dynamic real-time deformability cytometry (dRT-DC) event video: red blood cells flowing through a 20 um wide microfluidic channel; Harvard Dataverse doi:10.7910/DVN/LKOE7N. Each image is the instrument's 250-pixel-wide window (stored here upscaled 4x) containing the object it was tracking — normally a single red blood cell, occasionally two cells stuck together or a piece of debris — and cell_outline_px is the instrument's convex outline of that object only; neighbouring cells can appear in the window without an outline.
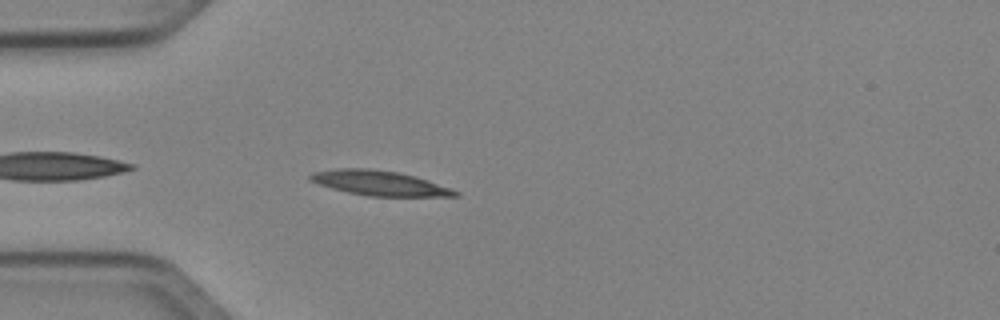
{"species": "Egyptian fruit bat (a non-hibernating species)", "species_latin": "Rousettus aegyptiacus", "temperature_condition": "cold", "stored_images_in_passage": 39, "camera_frame_rate_fps": 3000, "um_per_image_px": 0.085, "animal": {"sex": "female"}, "frame": {"image": 1, "passage_image": 3, "time_ms": 0.667, "image_size_px": [1000, 320], "cell_outline_px": [[460, 196], [368, 196], [348, 192], [332, 188], [308, 180], [308, 176], [312, 172], [340, 168], [364, 168], [396, 172], [416, 176], [452, 188], [460, 192]], "centroid_in_image_um": [32.27, 15.56], "position_along_channel_um": 52.7, "area_um2": 20.87}}
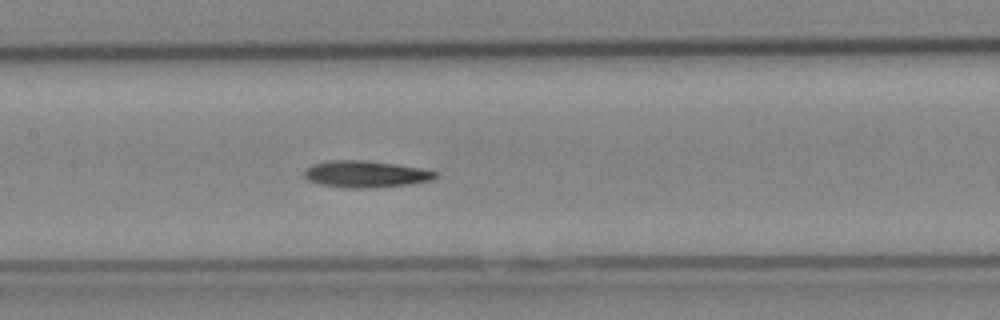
{"frame": {"image": 2, "passage_image": 13, "time_ms": 4.0, "image_size_px": [1000, 320], "cell_outline_px": [[436, 176], [432, 180], [408, 184], [368, 188], [348, 188], [320, 184], [308, 180], [304, 176], [304, 172], [312, 164], [328, 160], [364, 160], [420, 168], [436, 172]], "centroid_in_image_um": [31.03, 14.8], "position_along_channel_um": 176.4, "area_um2": 20.11}}
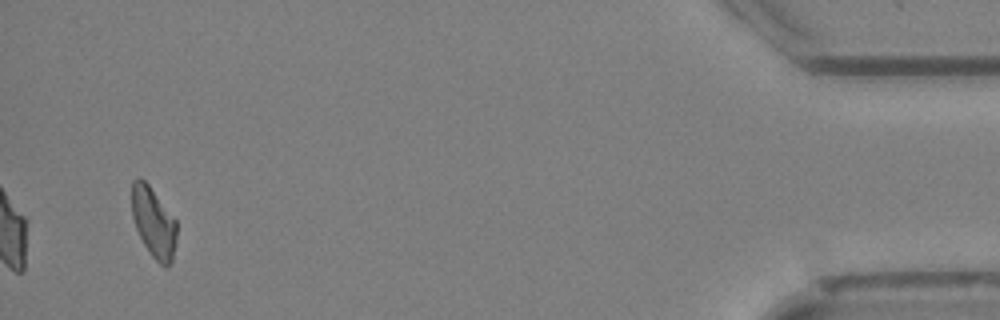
{"frame": {"image": 3, "passage_image": 37, "time_ms": 12.0, "image_size_px": [1000, 320], "cell_outline_px": [[176, 244], [172, 260], [168, 268], [164, 268], [152, 256], [144, 244], [136, 228], [132, 216], [132, 180], [140, 176], [148, 184], [176, 220]], "centroid_in_image_um": [13.06, 18.92], "position_along_channel_um": 422.1, "area_um2": 18.32}, "authors_computed_cell_mechanics": {"area_um2": 19.4786, "velocity_mm_per_s": 4.0498, "shape_relaxation_time_tau1_ms": 3.7629, "shape_relaxation_time_tau2_ms": null, "deformation_change_tau1": 0.1661, "deformation_change_tau2": null}}